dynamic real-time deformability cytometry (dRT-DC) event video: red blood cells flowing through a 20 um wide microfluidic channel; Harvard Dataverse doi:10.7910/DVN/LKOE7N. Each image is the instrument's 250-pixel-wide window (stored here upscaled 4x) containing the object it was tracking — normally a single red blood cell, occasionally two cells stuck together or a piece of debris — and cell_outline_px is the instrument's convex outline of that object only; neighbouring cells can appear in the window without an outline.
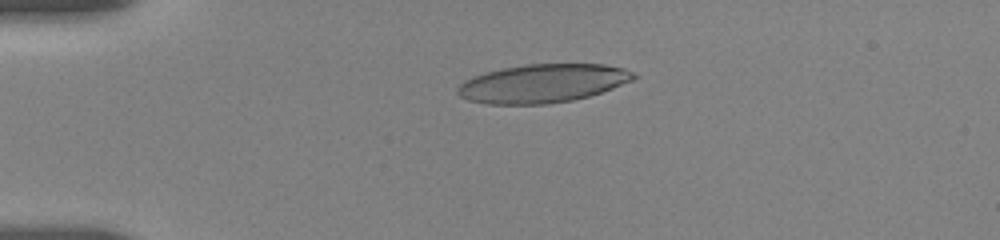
{"species": "human", "species_latin": "Homo sapiens", "temperature_condition": "room temperature", "stored_images_in_passage": 24, "camera_frame_rate_fps": 3000, "um_per_image_px": 0.085, "donor": {"sex": "female"}, "frame": {"image": 1, "passage_image": 14, "time_ms": 4.0, "image_size_px": [1000, 240], "cell_outline_px": [[640, 76], [632, 80], [612, 88], [588, 96], [572, 100], [548, 104], [488, 104], [468, 100], [460, 96], [456, 92], [456, 88], [464, 80], [472, 76], [504, 68], [524, 64], [604, 64], [624, 68]], "centroid_in_image_um": [46.11, 7.09], "position_along_channel_um": 38.9, "area_um2": 39.42}}